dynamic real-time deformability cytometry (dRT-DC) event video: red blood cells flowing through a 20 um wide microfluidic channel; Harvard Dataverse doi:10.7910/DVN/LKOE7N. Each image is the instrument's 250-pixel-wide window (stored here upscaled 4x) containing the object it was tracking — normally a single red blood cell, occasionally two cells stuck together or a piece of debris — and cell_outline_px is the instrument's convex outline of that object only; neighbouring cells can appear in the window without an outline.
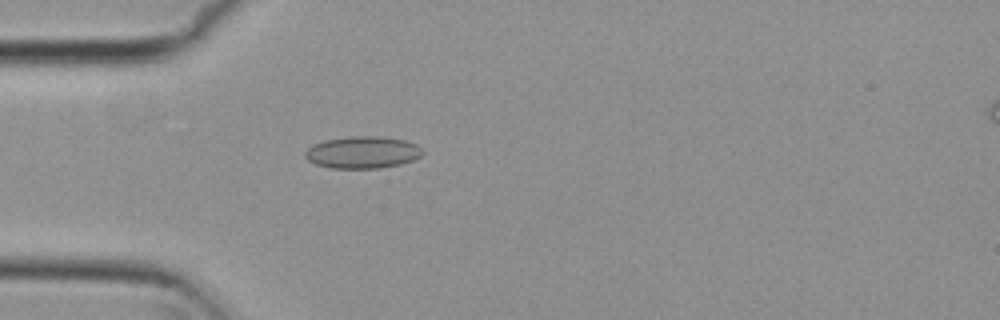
{"species": "common noctule bat (a hibernating species)", "species_latin": "Nyctalus noctula", "temperature_condition": "cold", "stored_images_in_passage": 5, "camera_frame_rate_fps": 3000, "um_per_image_px": 0.085, "animal": {"sex": "female", "body_mass_g": 29.2, "forearm_length_mm": 56.3}, "frame": {"image": 1, "passage_image": 5, "time_ms": 1.333, "image_size_px": [1000, 320], "cell_outline_px": [[424, 152], [420, 156], [412, 160], [400, 164], [380, 168], [332, 168], [316, 164], [308, 160], [304, 156], [304, 152], [312, 144], [324, 140], [348, 136], [380, 136], [404, 140], [416, 144]], "centroid_in_image_um": [30.79, 12.94], "position_along_channel_um": 54.2, "area_um2": 21.96}}